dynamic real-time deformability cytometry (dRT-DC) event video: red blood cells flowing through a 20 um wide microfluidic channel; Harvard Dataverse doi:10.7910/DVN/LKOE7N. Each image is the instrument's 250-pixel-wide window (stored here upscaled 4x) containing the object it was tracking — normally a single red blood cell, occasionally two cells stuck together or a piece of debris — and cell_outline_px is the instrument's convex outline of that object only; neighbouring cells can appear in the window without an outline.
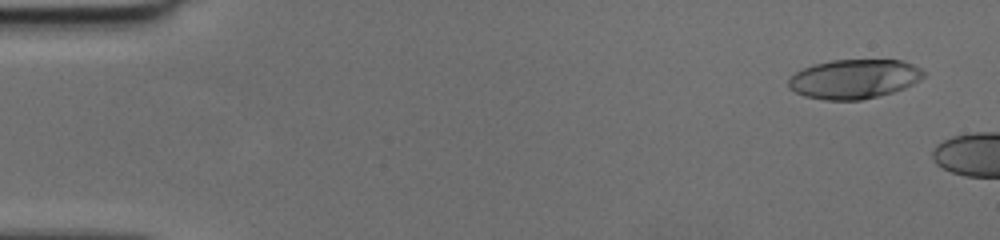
{"species": "human", "species_latin": "Homo sapiens", "temperature_condition": "cold", "stored_images_in_passage": 8, "camera_frame_rate_fps": 3000, "um_per_image_px": 0.085, "donor": {"sex": "female"}, "frame": {"image": 1, "passage_image": 3, "time_ms": 0.667, "image_size_px": [1000, 240], "cell_outline_px": [[924, 76], [920, 80], [904, 88], [892, 92], [860, 100], [824, 100], [804, 96], [788, 88], [788, 80], [796, 72], [804, 68], [816, 64], [832, 60], [900, 60], [912, 64], [920, 68], [924, 72]], "centroid_in_image_um": [72.59, 6.72], "position_along_channel_um": 12.4, "area_um2": 30.75}}